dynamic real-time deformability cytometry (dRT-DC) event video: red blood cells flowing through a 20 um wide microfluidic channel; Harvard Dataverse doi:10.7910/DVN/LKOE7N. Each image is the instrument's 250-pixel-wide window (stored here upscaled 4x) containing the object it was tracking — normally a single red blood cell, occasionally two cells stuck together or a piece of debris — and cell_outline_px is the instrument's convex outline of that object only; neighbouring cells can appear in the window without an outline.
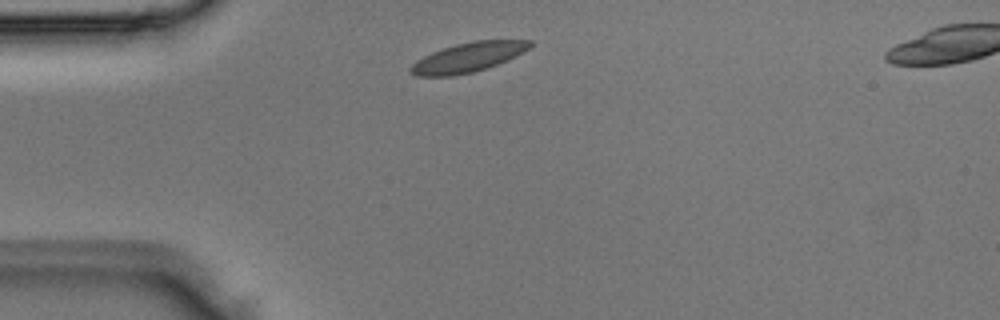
{"species": "Egyptian fruit bat (a non-hibernating species)", "species_latin": "Rousettus aegyptiacus", "temperature_condition": "room temperature", "stored_images_in_passage": 2, "camera_frame_rate_fps": 3000, "um_per_image_px": 0.085, "animal": {"sex": "male"}, "frame": {"image": 1, "passage_image": 1, "time_ms": 0.0, "image_size_px": [1000, 320], "cell_outline_px": [[532, 48], [508, 60], [488, 68], [472, 72], [452, 76], [416, 76], [408, 72], [408, 68], [416, 60], [432, 52], [456, 44], [476, 40], [532, 40]], "centroid_in_image_um": [39.8, 4.88], "position_along_channel_um": 45.2, "area_um2": 20.69}}